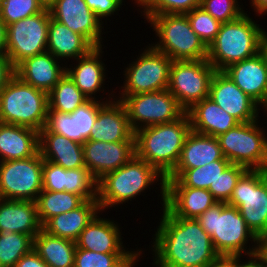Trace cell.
<instances>
[{
    "instance_id": "cell-1",
    "label": "cell",
    "mask_w": 267,
    "mask_h": 267,
    "mask_svg": "<svg viewBox=\"0 0 267 267\" xmlns=\"http://www.w3.org/2000/svg\"><path fill=\"white\" fill-rule=\"evenodd\" d=\"M154 237L156 267H208L220 258L196 219L172 216L164 207Z\"/></svg>"
},
{
    "instance_id": "cell-2",
    "label": "cell",
    "mask_w": 267,
    "mask_h": 267,
    "mask_svg": "<svg viewBox=\"0 0 267 267\" xmlns=\"http://www.w3.org/2000/svg\"><path fill=\"white\" fill-rule=\"evenodd\" d=\"M190 132L186 112L175 121L138 129L135 132L136 155L166 177L175 168Z\"/></svg>"
},
{
    "instance_id": "cell-3",
    "label": "cell",
    "mask_w": 267,
    "mask_h": 267,
    "mask_svg": "<svg viewBox=\"0 0 267 267\" xmlns=\"http://www.w3.org/2000/svg\"><path fill=\"white\" fill-rule=\"evenodd\" d=\"M160 181L162 206H165V177L152 165L135 155L125 165L98 180L97 201L103 212L140 196L149 186ZM156 181V182H155Z\"/></svg>"
},
{
    "instance_id": "cell-4",
    "label": "cell",
    "mask_w": 267,
    "mask_h": 267,
    "mask_svg": "<svg viewBox=\"0 0 267 267\" xmlns=\"http://www.w3.org/2000/svg\"><path fill=\"white\" fill-rule=\"evenodd\" d=\"M211 236L213 246L220 257L245 255L257 251L258 238L248 228L236 207L217 202L196 219ZM249 240L254 242L247 250ZM254 246V247H253Z\"/></svg>"
},
{
    "instance_id": "cell-5",
    "label": "cell",
    "mask_w": 267,
    "mask_h": 267,
    "mask_svg": "<svg viewBox=\"0 0 267 267\" xmlns=\"http://www.w3.org/2000/svg\"><path fill=\"white\" fill-rule=\"evenodd\" d=\"M263 29L247 13L222 23L215 40L208 46L207 61L224 71L230 65L253 57L261 51Z\"/></svg>"
},
{
    "instance_id": "cell-6",
    "label": "cell",
    "mask_w": 267,
    "mask_h": 267,
    "mask_svg": "<svg viewBox=\"0 0 267 267\" xmlns=\"http://www.w3.org/2000/svg\"><path fill=\"white\" fill-rule=\"evenodd\" d=\"M48 94L21 81L16 75L0 92V122L36 131L45 127Z\"/></svg>"
},
{
    "instance_id": "cell-7",
    "label": "cell",
    "mask_w": 267,
    "mask_h": 267,
    "mask_svg": "<svg viewBox=\"0 0 267 267\" xmlns=\"http://www.w3.org/2000/svg\"><path fill=\"white\" fill-rule=\"evenodd\" d=\"M143 16L159 37L157 44L151 45L155 50L173 61L207 59L208 47L192 30L186 14Z\"/></svg>"
},
{
    "instance_id": "cell-8",
    "label": "cell",
    "mask_w": 267,
    "mask_h": 267,
    "mask_svg": "<svg viewBox=\"0 0 267 267\" xmlns=\"http://www.w3.org/2000/svg\"><path fill=\"white\" fill-rule=\"evenodd\" d=\"M258 123H239L217 137L223 156L231 164L248 170H267V134Z\"/></svg>"
},
{
    "instance_id": "cell-9",
    "label": "cell",
    "mask_w": 267,
    "mask_h": 267,
    "mask_svg": "<svg viewBox=\"0 0 267 267\" xmlns=\"http://www.w3.org/2000/svg\"><path fill=\"white\" fill-rule=\"evenodd\" d=\"M227 204L239 210L257 238L267 235V170H247Z\"/></svg>"
},
{
    "instance_id": "cell-10",
    "label": "cell",
    "mask_w": 267,
    "mask_h": 267,
    "mask_svg": "<svg viewBox=\"0 0 267 267\" xmlns=\"http://www.w3.org/2000/svg\"><path fill=\"white\" fill-rule=\"evenodd\" d=\"M115 99L124 105L134 132L145 127L175 121L186 112L168 89Z\"/></svg>"
},
{
    "instance_id": "cell-11",
    "label": "cell",
    "mask_w": 267,
    "mask_h": 267,
    "mask_svg": "<svg viewBox=\"0 0 267 267\" xmlns=\"http://www.w3.org/2000/svg\"><path fill=\"white\" fill-rule=\"evenodd\" d=\"M147 48V49H146ZM124 70L125 81L120 97L168 88L170 68L173 62L166 54L155 50L150 44Z\"/></svg>"
},
{
    "instance_id": "cell-12",
    "label": "cell",
    "mask_w": 267,
    "mask_h": 267,
    "mask_svg": "<svg viewBox=\"0 0 267 267\" xmlns=\"http://www.w3.org/2000/svg\"><path fill=\"white\" fill-rule=\"evenodd\" d=\"M215 72L207 59L173 61L167 89L187 111L209 97L210 82Z\"/></svg>"
},
{
    "instance_id": "cell-13",
    "label": "cell",
    "mask_w": 267,
    "mask_h": 267,
    "mask_svg": "<svg viewBox=\"0 0 267 267\" xmlns=\"http://www.w3.org/2000/svg\"><path fill=\"white\" fill-rule=\"evenodd\" d=\"M40 152L25 159L0 162V198L36 201L42 191Z\"/></svg>"
},
{
    "instance_id": "cell-14",
    "label": "cell",
    "mask_w": 267,
    "mask_h": 267,
    "mask_svg": "<svg viewBox=\"0 0 267 267\" xmlns=\"http://www.w3.org/2000/svg\"><path fill=\"white\" fill-rule=\"evenodd\" d=\"M50 17L49 9L44 8L40 13L7 26L6 56L14 67L26 58L47 51Z\"/></svg>"
},
{
    "instance_id": "cell-15",
    "label": "cell",
    "mask_w": 267,
    "mask_h": 267,
    "mask_svg": "<svg viewBox=\"0 0 267 267\" xmlns=\"http://www.w3.org/2000/svg\"><path fill=\"white\" fill-rule=\"evenodd\" d=\"M113 99L98 101L89 99L86 103L79 106L72 113H61L55 110H47V120L45 127L39 132H53L63 135L66 138L83 144L89 140L92 128L96 123L98 109L105 103Z\"/></svg>"
},
{
    "instance_id": "cell-16",
    "label": "cell",
    "mask_w": 267,
    "mask_h": 267,
    "mask_svg": "<svg viewBox=\"0 0 267 267\" xmlns=\"http://www.w3.org/2000/svg\"><path fill=\"white\" fill-rule=\"evenodd\" d=\"M209 97L239 123L258 120L260 105L245 94L223 71H216L210 82Z\"/></svg>"
},
{
    "instance_id": "cell-17",
    "label": "cell",
    "mask_w": 267,
    "mask_h": 267,
    "mask_svg": "<svg viewBox=\"0 0 267 267\" xmlns=\"http://www.w3.org/2000/svg\"><path fill=\"white\" fill-rule=\"evenodd\" d=\"M84 163L97 180L125 165L136 155L135 135L128 142L86 140L83 143Z\"/></svg>"
},
{
    "instance_id": "cell-18",
    "label": "cell",
    "mask_w": 267,
    "mask_h": 267,
    "mask_svg": "<svg viewBox=\"0 0 267 267\" xmlns=\"http://www.w3.org/2000/svg\"><path fill=\"white\" fill-rule=\"evenodd\" d=\"M49 11L53 19L83 35L94 47L103 46V23L91 11L85 0H56Z\"/></svg>"
},
{
    "instance_id": "cell-19",
    "label": "cell",
    "mask_w": 267,
    "mask_h": 267,
    "mask_svg": "<svg viewBox=\"0 0 267 267\" xmlns=\"http://www.w3.org/2000/svg\"><path fill=\"white\" fill-rule=\"evenodd\" d=\"M232 81L260 106L267 100V60L262 51L234 63L224 71Z\"/></svg>"
},
{
    "instance_id": "cell-20",
    "label": "cell",
    "mask_w": 267,
    "mask_h": 267,
    "mask_svg": "<svg viewBox=\"0 0 267 267\" xmlns=\"http://www.w3.org/2000/svg\"><path fill=\"white\" fill-rule=\"evenodd\" d=\"M48 51L26 58L15 67V75L24 83L47 94L66 74L67 66Z\"/></svg>"
},
{
    "instance_id": "cell-21",
    "label": "cell",
    "mask_w": 267,
    "mask_h": 267,
    "mask_svg": "<svg viewBox=\"0 0 267 267\" xmlns=\"http://www.w3.org/2000/svg\"><path fill=\"white\" fill-rule=\"evenodd\" d=\"M120 229L114 220L96 215L80 233L76 247L98 253H142L125 250Z\"/></svg>"
},
{
    "instance_id": "cell-22",
    "label": "cell",
    "mask_w": 267,
    "mask_h": 267,
    "mask_svg": "<svg viewBox=\"0 0 267 267\" xmlns=\"http://www.w3.org/2000/svg\"><path fill=\"white\" fill-rule=\"evenodd\" d=\"M134 135L124 105L114 98L98 109L96 123L89 140L128 142Z\"/></svg>"
},
{
    "instance_id": "cell-23",
    "label": "cell",
    "mask_w": 267,
    "mask_h": 267,
    "mask_svg": "<svg viewBox=\"0 0 267 267\" xmlns=\"http://www.w3.org/2000/svg\"><path fill=\"white\" fill-rule=\"evenodd\" d=\"M216 203L208 189L165 187L164 208L175 217L197 219Z\"/></svg>"
},
{
    "instance_id": "cell-24",
    "label": "cell",
    "mask_w": 267,
    "mask_h": 267,
    "mask_svg": "<svg viewBox=\"0 0 267 267\" xmlns=\"http://www.w3.org/2000/svg\"><path fill=\"white\" fill-rule=\"evenodd\" d=\"M41 229L35 201L0 198V232L9 230L33 239Z\"/></svg>"
},
{
    "instance_id": "cell-25",
    "label": "cell",
    "mask_w": 267,
    "mask_h": 267,
    "mask_svg": "<svg viewBox=\"0 0 267 267\" xmlns=\"http://www.w3.org/2000/svg\"><path fill=\"white\" fill-rule=\"evenodd\" d=\"M186 113L190 119L191 130L203 135L218 137L239 124L210 97L195 103Z\"/></svg>"
},
{
    "instance_id": "cell-26",
    "label": "cell",
    "mask_w": 267,
    "mask_h": 267,
    "mask_svg": "<svg viewBox=\"0 0 267 267\" xmlns=\"http://www.w3.org/2000/svg\"><path fill=\"white\" fill-rule=\"evenodd\" d=\"M39 152L43 160L63 167H86L83 144L53 132H39Z\"/></svg>"
},
{
    "instance_id": "cell-27",
    "label": "cell",
    "mask_w": 267,
    "mask_h": 267,
    "mask_svg": "<svg viewBox=\"0 0 267 267\" xmlns=\"http://www.w3.org/2000/svg\"><path fill=\"white\" fill-rule=\"evenodd\" d=\"M38 152V131L0 122V162L25 159Z\"/></svg>"
},
{
    "instance_id": "cell-28",
    "label": "cell",
    "mask_w": 267,
    "mask_h": 267,
    "mask_svg": "<svg viewBox=\"0 0 267 267\" xmlns=\"http://www.w3.org/2000/svg\"><path fill=\"white\" fill-rule=\"evenodd\" d=\"M102 49V46L93 48L87 55L76 59L74 68H66V73L89 99H96V92H101L106 78L105 64L100 60Z\"/></svg>"
},
{
    "instance_id": "cell-29",
    "label": "cell",
    "mask_w": 267,
    "mask_h": 267,
    "mask_svg": "<svg viewBox=\"0 0 267 267\" xmlns=\"http://www.w3.org/2000/svg\"><path fill=\"white\" fill-rule=\"evenodd\" d=\"M216 160H227L222 154L218 138L191 130L185 139L179 160L174 169L204 167Z\"/></svg>"
},
{
    "instance_id": "cell-30",
    "label": "cell",
    "mask_w": 267,
    "mask_h": 267,
    "mask_svg": "<svg viewBox=\"0 0 267 267\" xmlns=\"http://www.w3.org/2000/svg\"><path fill=\"white\" fill-rule=\"evenodd\" d=\"M100 212L98 201L86 200L77 209L52 217L42 229L51 235L76 242L82 230Z\"/></svg>"
},
{
    "instance_id": "cell-31",
    "label": "cell",
    "mask_w": 267,
    "mask_h": 267,
    "mask_svg": "<svg viewBox=\"0 0 267 267\" xmlns=\"http://www.w3.org/2000/svg\"><path fill=\"white\" fill-rule=\"evenodd\" d=\"M47 51L57 59L65 61L87 55L95 48L83 35L77 34L66 25L50 17Z\"/></svg>"
},
{
    "instance_id": "cell-32",
    "label": "cell",
    "mask_w": 267,
    "mask_h": 267,
    "mask_svg": "<svg viewBox=\"0 0 267 267\" xmlns=\"http://www.w3.org/2000/svg\"><path fill=\"white\" fill-rule=\"evenodd\" d=\"M33 249L49 267H74L76 242L43 229L33 238Z\"/></svg>"
},
{
    "instance_id": "cell-33",
    "label": "cell",
    "mask_w": 267,
    "mask_h": 267,
    "mask_svg": "<svg viewBox=\"0 0 267 267\" xmlns=\"http://www.w3.org/2000/svg\"><path fill=\"white\" fill-rule=\"evenodd\" d=\"M231 164L228 160H216L204 167L194 169H173L165 177V187H191L209 189L216 179Z\"/></svg>"
},
{
    "instance_id": "cell-34",
    "label": "cell",
    "mask_w": 267,
    "mask_h": 267,
    "mask_svg": "<svg viewBox=\"0 0 267 267\" xmlns=\"http://www.w3.org/2000/svg\"><path fill=\"white\" fill-rule=\"evenodd\" d=\"M35 202L39 220L43 226L52 217L77 209L85 200L71 192L42 190Z\"/></svg>"
},
{
    "instance_id": "cell-35",
    "label": "cell",
    "mask_w": 267,
    "mask_h": 267,
    "mask_svg": "<svg viewBox=\"0 0 267 267\" xmlns=\"http://www.w3.org/2000/svg\"><path fill=\"white\" fill-rule=\"evenodd\" d=\"M88 100L66 73L48 93V109L72 113Z\"/></svg>"
},
{
    "instance_id": "cell-36",
    "label": "cell",
    "mask_w": 267,
    "mask_h": 267,
    "mask_svg": "<svg viewBox=\"0 0 267 267\" xmlns=\"http://www.w3.org/2000/svg\"><path fill=\"white\" fill-rule=\"evenodd\" d=\"M140 256L141 253H98L77 248L74 267H133Z\"/></svg>"
},
{
    "instance_id": "cell-37",
    "label": "cell",
    "mask_w": 267,
    "mask_h": 267,
    "mask_svg": "<svg viewBox=\"0 0 267 267\" xmlns=\"http://www.w3.org/2000/svg\"><path fill=\"white\" fill-rule=\"evenodd\" d=\"M33 249V239L27 234L0 232V264L14 267L16 263Z\"/></svg>"
},
{
    "instance_id": "cell-38",
    "label": "cell",
    "mask_w": 267,
    "mask_h": 267,
    "mask_svg": "<svg viewBox=\"0 0 267 267\" xmlns=\"http://www.w3.org/2000/svg\"><path fill=\"white\" fill-rule=\"evenodd\" d=\"M67 192L97 201L98 180L86 167L67 169Z\"/></svg>"
},
{
    "instance_id": "cell-39",
    "label": "cell",
    "mask_w": 267,
    "mask_h": 267,
    "mask_svg": "<svg viewBox=\"0 0 267 267\" xmlns=\"http://www.w3.org/2000/svg\"><path fill=\"white\" fill-rule=\"evenodd\" d=\"M192 30L208 47L216 38L221 22L213 18L201 6L186 13Z\"/></svg>"
},
{
    "instance_id": "cell-40",
    "label": "cell",
    "mask_w": 267,
    "mask_h": 267,
    "mask_svg": "<svg viewBox=\"0 0 267 267\" xmlns=\"http://www.w3.org/2000/svg\"><path fill=\"white\" fill-rule=\"evenodd\" d=\"M248 169L238 164H230L226 170L216 179L214 186L208 191L217 202L228 203L237 181Z\"/></svg>"
},
{
    "instance_id": "cell-41",
    "label": "cell",
    "mask_w": 267,
    "mask_h": 267,
    "mask_svg": "<svg viewBox=\"0 0 267 267\" xmlns=\"http://www.w3.org/2000/svg\"><path fill=\"white\" fill-rule=\"evenodd\" d=\"M44 8L37 0H3L0 17L6 26L40 13Z\"/></svg>"
},
{
    "instance_id": "cell-42",
    "label": "cell",
    "mask_w": 267,
    "mask_h": 267,
    "mask_svg": "<svg viewBox=\"0 0 267 267\" xmlns=\"http://www.w3.org/2000/svg\"><path fill=\"white\" fill-rule=\"evenodd\" d=\"M200 6L221 23L234 21L245 13L237 0H201Z\"/></svg>"
},
{
    "instance_id": "cell-43",
    "label": "cell",
    "mask_w": 267,
    "mask_h": 267,
    "mask_svg": "<svg viewBox=\"0 0 267 267\" xmlns=\"http://www.w3.org/2000/svg\"><path fill=\"white\" fill-rule=\"evenodd\" d=\"M201 0H155L143 15L186 14L200 7Z\"/></svg>"
},
{
    "instance_id": "cell-44",
    "label": "cell",
    "mask_w": 267,
    "mask_h": 267,
    "mask_svg": "<svg viewBox=\"0 0 267 267\" xmlns=\"http://www.w3.org/2000/svg\"><path fill=\"white\" fill-rule=\"evenodd\" d=\"M42 190L67 192V169L43 160Z\"/></svg>"
},
{
    "instance_id": "cell-45",
    "label": "cell",
    "mask_w": 267,
    "mask_h": 267,
    "mask_svg": "<svg viewBox=\"0 0 267 267\" xmlns=\"http://www.w3.org/2000/svg\"><path fill=\"white\" fill-rule=\"evenodd\" d=\"M92 12L101 20L108 16L114 15L119 11L121 5L116 0H85Z\"/></svg>"
},
{
    "instance_id": "cell-46",
    "label": "cell",
    "mask_w": 267,
    "mask_h": 267,
    "mask_svg": "<svg viewBox=\"0 0 267 267\" xmlns=\"http://www.w3.org/2000/svg\"><path fill=\"white\" fill-rule=\"evenodd\" d=\"M15 76V67L6 55H0V92Z\"/></svg>"
},
{
    "instance_id": "cell-47",
    "label": "cell",
    "mask_w": 267,
    "mask_h": 267,
    "mask_svg": "<svg viewBox=\"0 0 267 267\" xmlns=\"http://www.w3.org/2000/svg\"><path fill=\"white\" fill-rule=\"evenodd\" d=\"M14 267H49L37 254V252L32 249L27 254H25Z\"/></svg>"
},
{
    "instance_id": "cell-48",
    "label": "cell",
    "mask_w": 267,
    "mask_h": 267,
    "mask_svg": "<svg viewBox=\"0 0 267 267\" xmlns=\"http://www.w3.org/2000/svg\"><path fill=\"white\" fill-rule=\"evenodd\" d=\"M242 256L244 255H235V267H264V260L257 252L248 254L249 261H245V263L240 261Z\"/></svg>"
},
{
    "instance_id": "cell-49",
    "label": "cell",
    "mask_w": 267,
    "mask_h": 267,
    "mask_svg": "<svg viewBox=\"0 0 267 267\" xmlns=\"http://www.w3.org/2000/svg\"><path fill=\"white\" fill-rule=\"evenodd\" d=\"M7 26L0 17V55H6L7 50Z\"/></svg>"
},
{
    "instance_id": "cell-50",
    "label": "cell",
    "mask_w": 267,
    "mask_h": 267,
    "mask_svg": "<svg viewBox=\"0 0 267 267\" xmlns=\"http://www.w3.org/2000/svg\"><path fill=\"white\" fill-rule=\"evenodd\" d=\"M256 252L262 257L264 263H267V235L258 238Z\"/></svg>"
},
{
    "instance_id": "cell-51",
    "label": "cell",
    "mask_w": 267,
    "mask_h": 267,
    "mask_svg": "<svg viewBox=\"0 0 267 267\" xmlns=\"http://www.w3.org/2000/svg\"><path fill=\"white\" fill-rule=\"evenodd\" d=\"M208 267H235V256L231 257H220L213 264Z\"/></svg>"
},
{
    "instance_id": "cell-52",
    "label": "cell",
    "mask_w": 267,
    "mask_h": 267,
    "mask_svg": "<svg viewBox=\"0 0 267 267\" xmlns=\"http://www.w3.org/2000/svg\"><path fill=\"white\" fill-rule=\"evenodd\" d=\"M254 9L259 15L266 14L267 13V0H251L250 1Z\"/></svg>"
},
{
    "instance_id": "cell-53",
    "label": "cell",
    "mask_w": 267,
    "mask_h": 267,
    "mask_svg": "<svg viewBox=\"0 0 267 267\" xmlns=\"http://www.w3.org/2000/svg\"><path fill=\"white\" fill-rule=\"evenodd\" d=\"M261 51L263 52L267 60V32L264 31V29L262 31V38H261Z\"/></svg>"
},
{
    "instance_id": "cell-54",
    "label": "cell",
    "mask_w": 267,
    "mask_h": 267,
    "mask_svg": "<svg viewBox=\"0 0 267 267\" xmlns=\"http://www.w3.org/2000/svg\"><path fill=\"white\" fill-rule=\"evenodd\" d=\"M138 4L137 7L143 8L145 11L155 0H134Z\"/></svg>"
},
{
    "instance_id": "cell-55",
    "label": "cell",
    "mask_w": 267,
    "mask_h": 267,
    "mask_svg": "<svg viewBox=\"0 0 267 267\" xmlns=\"http://www.w3.org/2000/svg\"><path fill=\"white\" fill-rule=\"evenodd\" d=\"M43 8L50 9V7L56 2V0H37Z\"/></svg>"
},
{
    "instance_id": "cell-56",
    "label": "cell",
    "mask_w": 267,
    "mask_h": 267,
    "mask_svg": "<svg viewBox=\"0 0 267 267\" xmlns=\"http://www.w3.org/2000/svg\"><path fill=\"white\" fill-rule=\"evenodd\" d=\"M262 109H266V110H264V112H266V114H267V100H266V102L262 105Z\"/></svg>"
},
{
    "instance_id": "cell-57",
    "label": "cell",
    "mask_w": 267,
    "mask_h": 267,
    "mask_svg": "<svg viewBox=\"0 0 267 267\" xmlns=\"http://www.w3.org/2000/svg\"><path fill=\"white\" fill-rule=\"evenodd\" d=\"M121 6L123 5L124 0H116Z\"/></svg>"
},
{
    "instance_id": "cell-58",
    "label": "cell",
    "mask_w": 267,
    "mask_h": 267,
    "mask_svg": "<svg viewBox=\"0 0 267 267\" xmlns=\"http://www.w3.org/2000/svg\"><path fill=\"white\" fill-rule=\"evenodd\" d=\"M2 3H3V0H0V11H1V7H2Z\"/></svg>"
}]
</instances>
